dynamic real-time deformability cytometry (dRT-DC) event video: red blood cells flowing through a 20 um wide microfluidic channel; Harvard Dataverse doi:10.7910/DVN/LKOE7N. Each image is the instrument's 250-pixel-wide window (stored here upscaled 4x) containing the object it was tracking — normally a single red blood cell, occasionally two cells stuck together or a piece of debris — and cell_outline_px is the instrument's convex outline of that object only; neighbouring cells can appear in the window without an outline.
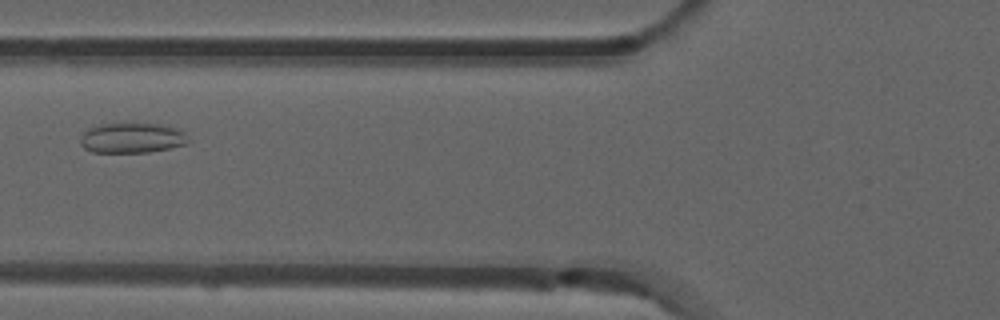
{"species": "common noctule bat (a hibernating species)", "species_latin": "Nyctalus noctula", "temperature_condition": "room temperature", "stored_images_in_passage": 3, "camera_frame_rate_fps": 3000, "um_per_image_px": 0.085, "animal": {"sex": "male", "forearm_length_mm": 52.5}, "frame": {"image": 1, "passage_image": 3, "time_ms": 0.667, "image_size_px": [1000, 320], "cell_outline_px": [[188, 144], [148, 152], [92, 152], [84, 148], [80, 144], [80, 136], [88, 128], [104, 124], [168, 124], [184, 132], [188, 140]], "centroid_in_image_um": [11.22, 11.72], "position_along_channel_um": 114.6, "area_um2": 18.9}}